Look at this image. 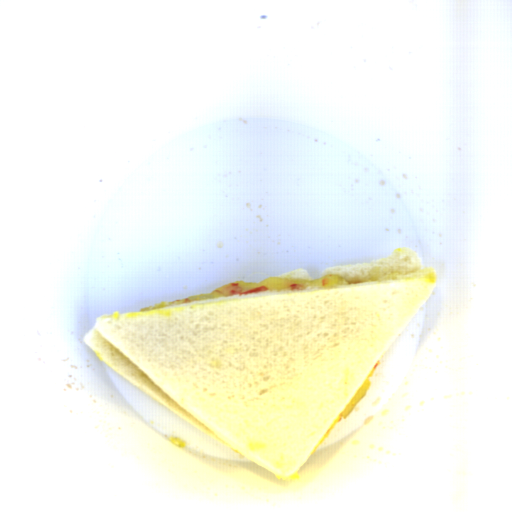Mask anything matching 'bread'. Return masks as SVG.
<instances>
[{
    "mask_svg": "<svg viewBox=\"0 0 512 512\" xmlns=\"http://www.w3.org/2000/svg\"><path fill=\"white\" fill-rule=\"evenodd\" d=\"M329 274L348 284L104 314L83 343L183 420L290 480L437 285L407 247Z\"/></svg>",
    "mask_w": 512,
    "mask_h": 512,
    "instance_id": "8d2b1439",
    "label": "bread"
},
{
    "mask_svg": "<svg viewBox=\"0 0 512 512\" xmlns=\"http://www.w3.org/2000/svg\"><path fill=\"white\" fill-rule=\"evenodd\" d=\"M278 277H297L305 280H314L311 275L308 274L307 269L297 268L291 271L284 272Z\"/></svg>",
    "mask_w": 512,
    "mask_h": 512,
    "instance_id": "cb027b5d",
    "label": "bread"
}]
</instances>
